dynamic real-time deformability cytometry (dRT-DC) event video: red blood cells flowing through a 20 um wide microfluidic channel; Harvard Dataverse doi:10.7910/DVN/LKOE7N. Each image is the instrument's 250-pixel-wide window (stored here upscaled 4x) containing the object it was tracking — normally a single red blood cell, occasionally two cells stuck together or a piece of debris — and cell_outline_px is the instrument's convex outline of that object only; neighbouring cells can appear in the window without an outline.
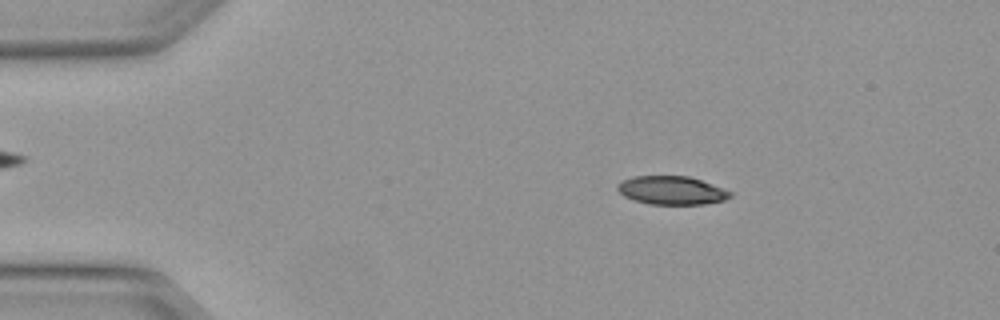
{"species": "Egyptian fruit bat (a non-hibernating species)", "species_latin": "Rousettus aegyptiacus", "temperature_condition": "warm", "stored_images_in_passage": 4, "camera_frame_rate_fps": 3000, "um_per_image_px": 0.085, "animal": {"sex": "female"}, "frame": {"image": 1, "passage_image": 1, "time_ms": 0.0, "image_size_px": [1000, 320], "cell_outline_px": [[732, 196], [724, 200], [704, 204], [648, 204], [624, 196], [616, 188], [616, 184], [632, 176], [688, 176], [700, 180], [732, 192]], "centroid_in_image_um": [57.07, 16.18], "position_along_channel_um": 27.9, "area_um2": 18.5}}
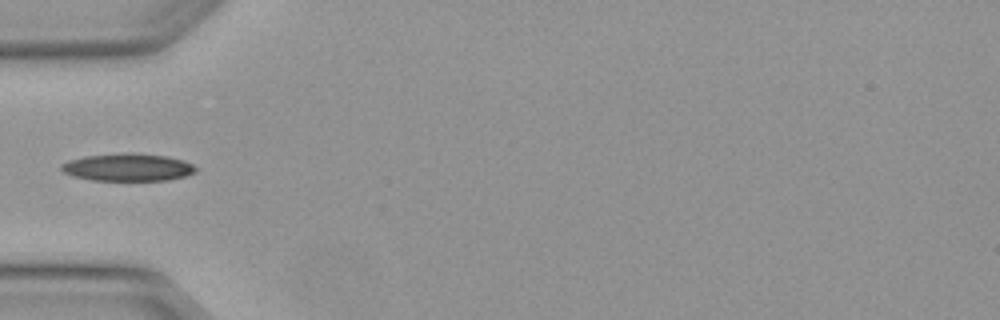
{"frame": {"image": 2, "passage_image": 3, "time_ms": 0.667, "image_size_px": [1000, 320], "cell_outline_px": [[200, 168], [196, 172], [184, 176], [168, 180], [92, 180], [72, 176], [64, 172], [60, 168], [60, 164], [68, 160], [84, 156], [124, 152], [132, 152], [168, 156], [184, 160]], "centroid_in_image_um": [10.88, 14.2], "position_along_channel_um": 74.1, "area_um2": 21.91}}
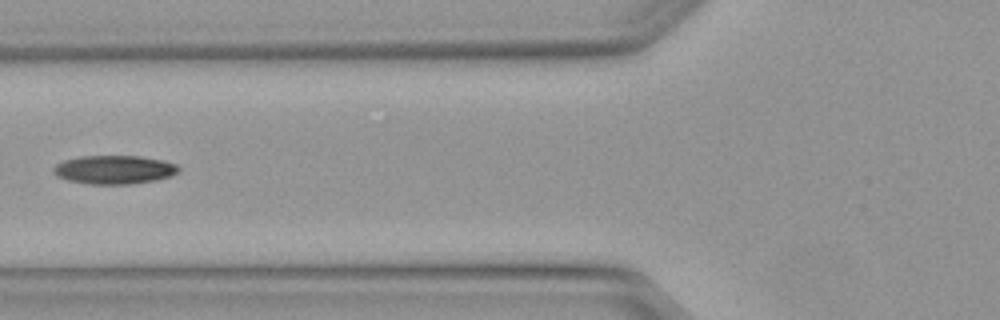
{"frame": {"image": 3, "passage_image": 4, "time_ms": 1.0, "image_size_px": [1000, 320], "cell_outline_px": [[180, 168], [172, 176], [156, 180], [132, 184], [88, 184], [68, 180], [56, 176], [52, 172], [52, 168], [56, 164], [64, 160], [80, 156], [140, 156], [164, 160], [176, 164]], "centroid_in_image_um": [9.7, 14.42], "position_along_channel_um": 116.1, "area_um2": 21.04}}